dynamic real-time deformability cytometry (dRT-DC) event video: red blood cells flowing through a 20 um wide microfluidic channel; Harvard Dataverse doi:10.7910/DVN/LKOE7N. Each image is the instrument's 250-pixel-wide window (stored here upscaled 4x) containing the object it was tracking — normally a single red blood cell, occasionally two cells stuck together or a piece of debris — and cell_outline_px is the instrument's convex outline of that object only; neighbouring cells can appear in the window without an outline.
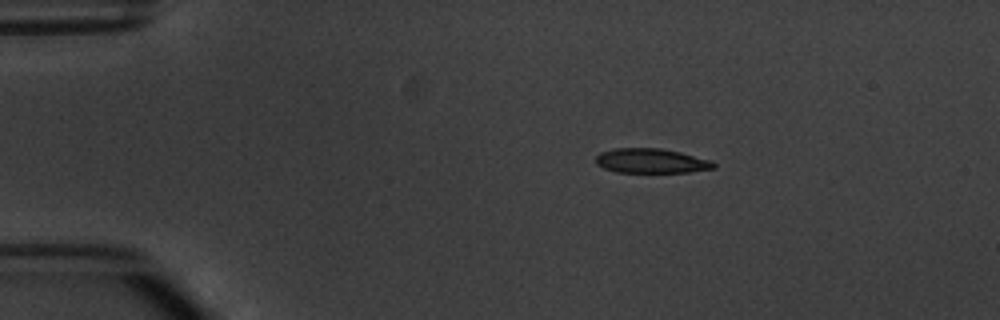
{"species": "common noctule bat (a hibernating species)", "species_latin": "Nyctalus noctula", "temperature_condition": "warm", "stored_images_in_passage": 7, "camera_frame_rate_fps": 3000, "um_per_image_px": 0.085, "animal": {"sex": "male", "body_mass_g": 20.1, "forearm_length_mm": 53.5}, "frame": {"image": 1, "passage_image": 1, "time_ms": 0.0, "image_size_px": [1000, 320], "cell_outline_px": [[716, 168], [688, 172], [616, 172], [604, 168], [596, 164], [596, 156], [600, 152], [616, 148], [660, 148], [680, 152], [712, 160], [716, 164]], "centroid_in_image_um": [55.37, 13.67], "position_along_channel_um": 29.6, "area_um2": 16.94}}
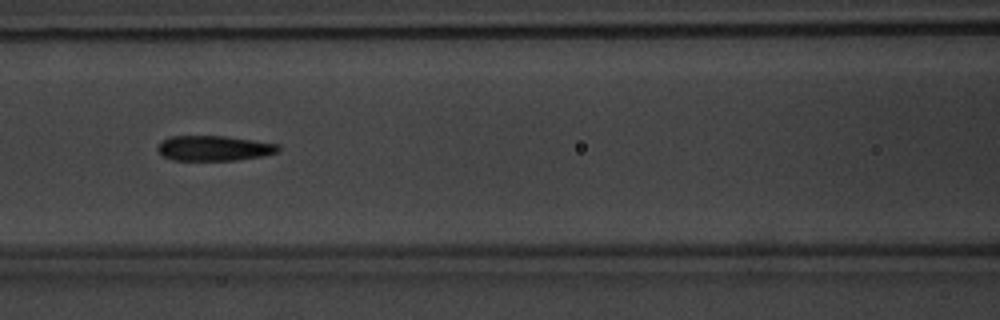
{"frame": {"image": 2, "passage_image": 5, "time_ms": 4.667, "image_size_px": [1000, 320], "cell_outline_px": [[280, 148], [276, 152], [260, 156], [236, 160], [172, 160], [164, 156], [156, 148], [160, 140], [172, 136], [224, 136], [280, 144]], "centroid_in_image_um": [18.15, 12.59], "position_along_channel_um": 148.4, "area_um2": 17.57}}
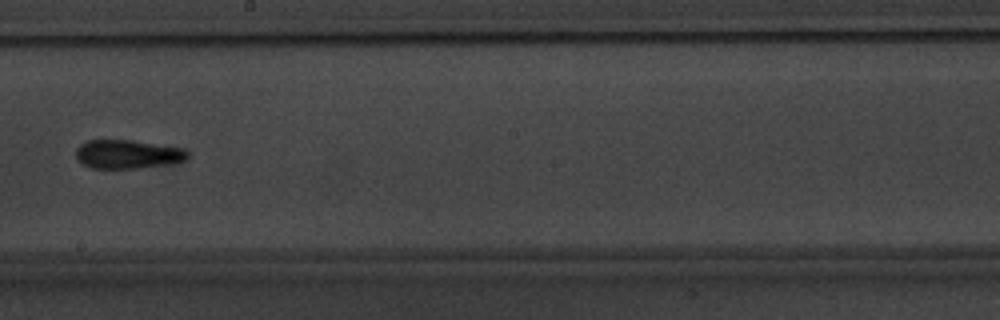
{"frame": {"image": 3, "passage_image": 7, "time_ms": 7.0, "image_size_px": [1000, 320], "cell_outline_px": [[188, 160], [136, 168], [92, 168], [84, 164], [76, 156], [76, 148], [80, 144], [88, 140], [132, 140], [184, 148], [188, 152]], "centroid_in_image_um": [10.85, 13.09], "position_along_channel_um": 237.4, "area_um2": 18.5}}